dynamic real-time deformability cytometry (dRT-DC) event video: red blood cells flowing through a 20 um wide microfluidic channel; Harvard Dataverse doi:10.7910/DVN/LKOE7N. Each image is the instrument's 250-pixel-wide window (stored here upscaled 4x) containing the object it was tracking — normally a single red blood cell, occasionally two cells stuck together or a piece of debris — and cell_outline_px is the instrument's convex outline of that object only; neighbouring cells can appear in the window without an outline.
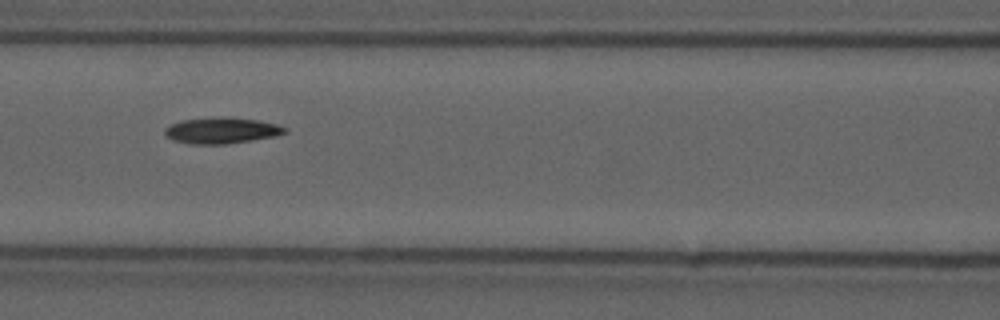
{"species": "common noctule bat (a hibernating species)", "species_latin": "Nyctalus noctula", "temperature_condition": "cold", "stored_images_in_passage": 5, "camera_frame_rate_fps": 3000, "um_per_image_px": 0.085, "animal": {"sex": "male", "forearm_length_mm": 52.5}, "frame": {"image": 1, "passage_image": 5, "time_ms": 1.333, "image_size_px": [1000, 320], "cell_outline_px": [[288, 132], [272, 136], [224, 144], [188, 144], [172, 140], [164, 132], [164, 128], [180, 120], [224, 116], [260, 120], [276, 124], [288, 128]], "centroid_in_image_um": [18.81, 11.08], "position_along_channel_um": 147.8, "area_um2": 18.21}}